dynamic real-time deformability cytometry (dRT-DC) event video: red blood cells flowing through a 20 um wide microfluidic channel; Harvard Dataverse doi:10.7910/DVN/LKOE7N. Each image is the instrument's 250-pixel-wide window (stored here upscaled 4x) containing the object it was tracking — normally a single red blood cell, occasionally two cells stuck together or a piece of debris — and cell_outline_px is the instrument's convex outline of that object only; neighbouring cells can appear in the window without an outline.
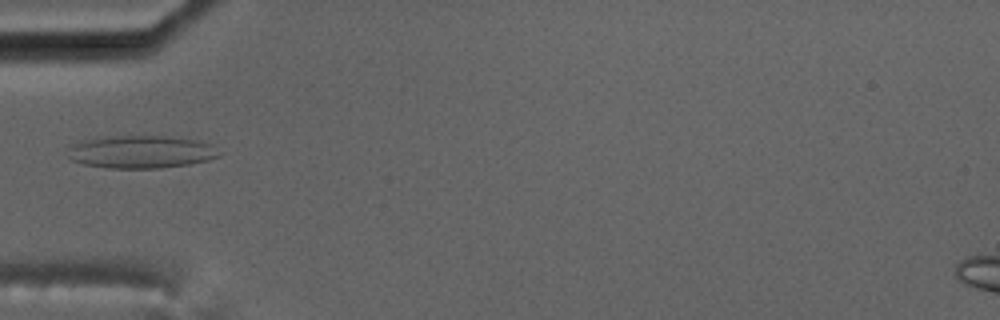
{"species": "common noctule bat (a hibernating species)", "species_latin": "Nyctalus noctula", "temperature_condition": "cold", "stored_images_in_passage": 5, "camera_frame_rate_fps": 3000, "um_per_image_px": 0.085, "animal": {"sex": "male", "body_mass_g": 17.5, "forearm_length_mm": 52.3}, "frame": {"image": 1, "passage_image": 1, "time_ms": 0.0, "image_size_px": [1000, 320], "cell_outline_px": [[220, 156], [208, 160], [188, 164], [160, 168], [108, 168], [84, 164], [72, 160], [68, 156], [68, 144], [80, 140], [100, 136], [164, 136], [200, 140], [212, 144], [220, 152]], "centroid_in_image_um": [11.95, 12.89], "position_along_channel_um": 73.1, "area_um2": 29.3}}